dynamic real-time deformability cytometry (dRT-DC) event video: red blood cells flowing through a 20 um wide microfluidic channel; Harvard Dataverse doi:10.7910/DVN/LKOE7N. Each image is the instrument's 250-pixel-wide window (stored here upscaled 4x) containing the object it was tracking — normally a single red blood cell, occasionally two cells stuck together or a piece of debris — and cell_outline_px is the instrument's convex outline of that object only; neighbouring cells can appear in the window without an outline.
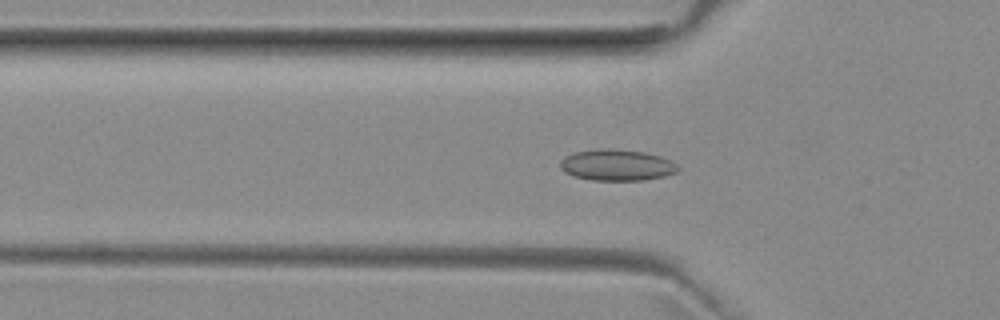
{"species": "common noctule bat (a hibernating species)", "species_latin": "Nyctalus noctula", "temperature_condition": "room temperature", "stored_images_in_passage": 38, "camera_frame_rate_fps": 3000, "um_per_image_px": 0.085, "animal": {"sex": "female", "body_mass_g": 29.2, "forearm_length_mm": 56.3}, "frame": {"image": 1, "passage_image": 2, "time_ms": 0.333, "image_size_px": [1000, 320], "cell_outline_px": [[680, 168], [676, 172], [664, 176], [644, 180], [592, 180], [572, 176], [564, 172], [560, 168], [560, 160], [564, 156], [572, 152], [596, 148], [616, 148], [644, 152], [660, 156], [676, 164]], "centroid_in_image_um": [52.37, 14.01], "position_along_channel_um": 73.4, "area_um2": 21.73}}
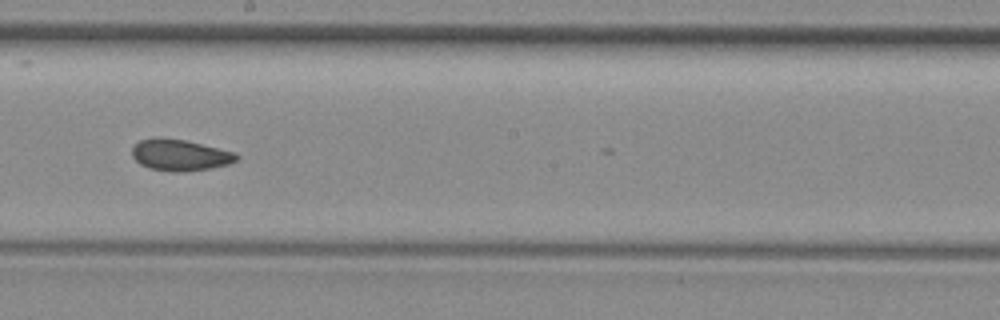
{"frame": {"image": 2, "passage_image": 14, "time_ms": 4.333, "image_size_px": [1000, 320], "cell_outline_px": [[240, 156], [236, 160], [228, 164], [208, 168], [184, 172], [172, 172], [148, 168], [140, 164], [132, 156], [132, 148], [140, 140], [156, 136], [160, 136], [184, 140], [236, 152]], "centroid_in_image_um": [15.27, 13.17], "position_along_channel_um": 232.9, "area_um2": 19.19}}
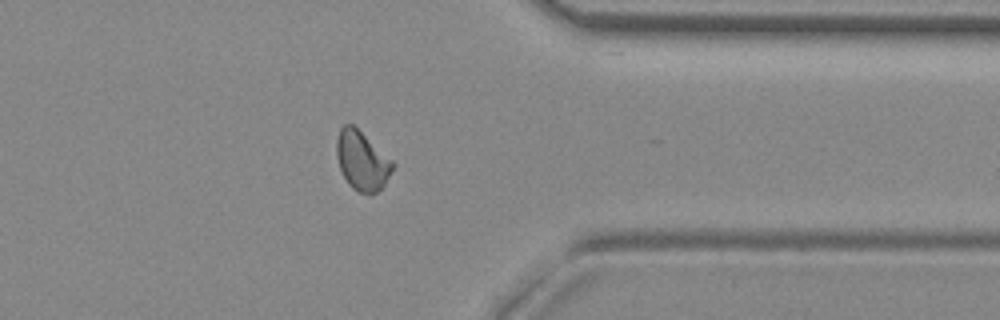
{"frame": {"image": 3, "passage_image": 26, "time_ms": 8.333, "image_size_px": [1000, 320], "cell_outline_px": [[396, 164], [384, 184], [372, 196], [368, 196], [352, 188], [348, 184], [340, 168], [336, 156], [336, 140], [340, 128], [344, 124], [352, 124], [392, 160]], "centroid_in_image_um": [30.76, 13.68], "position_along_channel_um": 380.6, "area_um2": 19.25}, "authors_computed_cell_mechanics": {"area_um2": 19.1896, "velocity_mm_per_s": 3.9769, "shape_relaxation_time_tau1_ms": null, "shape_relaxation_time_tau2_ms": 2.1256, "deformation_change_tau1": null, "deformation_change_tau2": 0.0654}}